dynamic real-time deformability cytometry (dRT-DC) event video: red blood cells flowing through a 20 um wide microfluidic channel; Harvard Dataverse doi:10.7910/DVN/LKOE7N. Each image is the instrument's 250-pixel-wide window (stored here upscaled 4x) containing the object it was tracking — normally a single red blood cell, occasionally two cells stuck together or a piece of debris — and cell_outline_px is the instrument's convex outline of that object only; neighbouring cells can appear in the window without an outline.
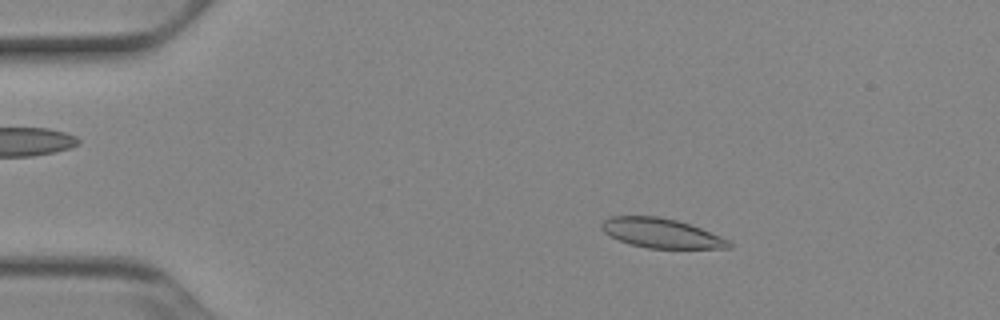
{"species": "Egyptian fruit bat (a non-hibernating species)", "species_latin": "Rousettus aegyptiacus", "temperature_condition": "cold", "stored_images_in_passage": 52, "camera_frame_rate_fps": 3000, "um_per_image_px": 0.085, "animal": {"sex": "female"}, "frame": {"image": 1, "passage_image": 9, "time_ms": 2.667, "image_size_px": [1000, 320], "cell_outline_px": [[732, 248], [648, 248], [632, 244], [620, 240], [604, 232], [600, 228], [600, 224], [608, 216], [660, 216], [692, 224], [732, 240]], "centroid_in_image_um": [56.26, 19.8], "position_along_channel_um": 28.7, "area_um2": 22.08}}
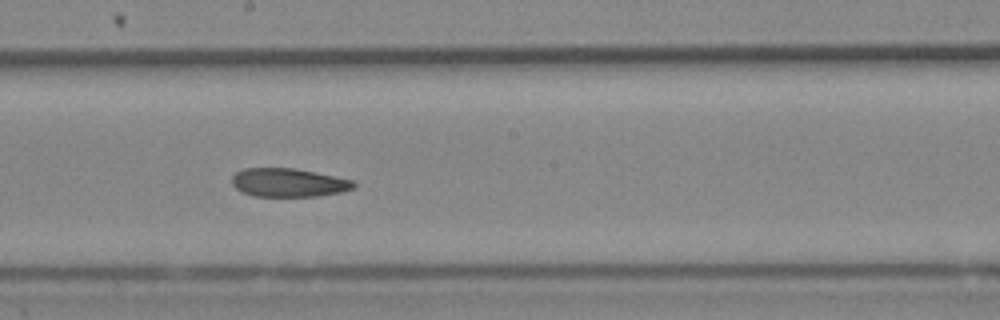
{"frame": {"image": 2, "passage_image": 29, "time_ms": 9.333, "image_size_px": [1000, 320], "cell_outline_px": [[356, 184], [352, 188], [340, 192], [316, 196], [252, 196], [236, 188], [232, 184], [232, 176], [236, 172], [244, 168], [296, 168], [356, 180]], "centroid_in_image_um": [24.53, 15.51], "position_along_channel_um": 223.7, "area_um2": 20.29}}
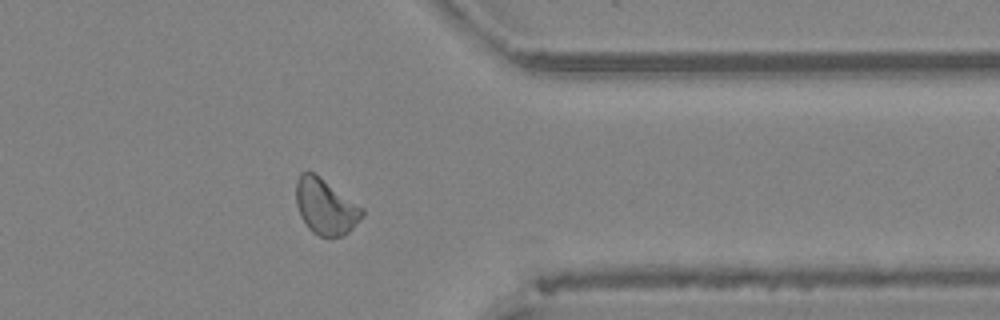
{"frame": {"image": 3, "passage_image": 42, "time_ms": 13.667, "image_size_px": [1000, 320], "cell_outline_px": [[364, 212], [352, 228], [344, 236], [320, 236], [312, 232], [308, 228], [300, 216], [296, 204], [296, 180], [300, 172], [312, 172], [364, 208]], "centroid_in_image_um": [27.64, 17.57], "position_along_channel_um": 383.8, "area_um2": 21.1}}